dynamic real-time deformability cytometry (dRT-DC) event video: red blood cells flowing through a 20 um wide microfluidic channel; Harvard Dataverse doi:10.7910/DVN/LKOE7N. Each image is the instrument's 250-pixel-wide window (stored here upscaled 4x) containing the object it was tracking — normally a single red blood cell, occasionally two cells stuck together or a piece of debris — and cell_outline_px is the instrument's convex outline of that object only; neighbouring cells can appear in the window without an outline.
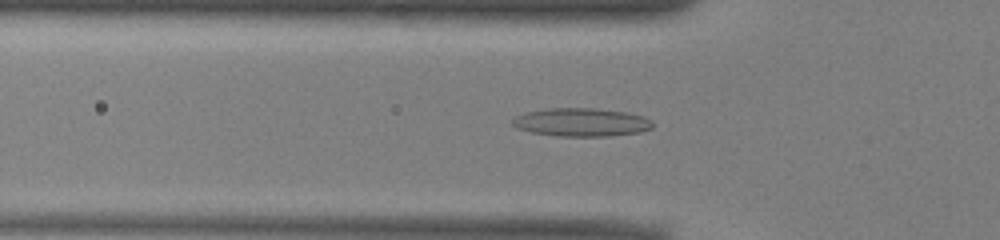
{"species": "common noctule bat (a hibernating species)", "species_latin": "Nyctalus noctula", "temperature_condition": "warm", "stored_images_in_passage": 50, "camera_frame_rate_fps": 3000, "um_per_image_px": 0.085, "animal": {"sex": "male", "body_mass_g": 13.0, "forearm_length_mm": 53.1}, "frame": {"image": 1, "passage_image": 15, "time_ms": 4.667, "image_size_px": [1000, 240], "cell_outline_px": [[652, 128], [640, 132], [608, 136], [556, 136], [532, 132], [516, 128], [512, 124], [512, 120], [516, 116], [524, 112], [544, 108], [596, 108], [628, 112], [644, 116], [652, 120]], "centroid_in_image_um": [49.41, 10.38], "position_along_channel_um": 76.4, "area_um2": 23.35}}
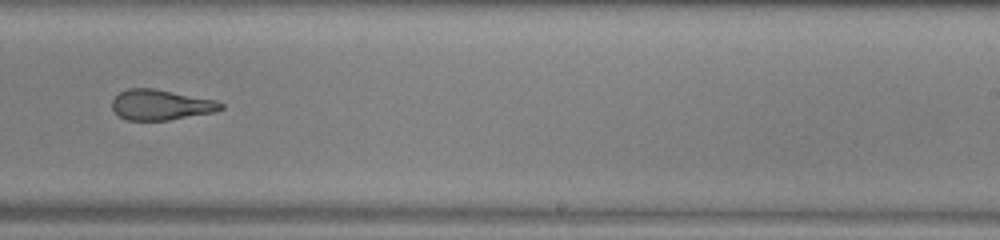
{"frame": {"image": 2, "passage_image": 30, "time_ms": 9.667, "image_size_px": [1000, 240], "cell_outline_px": [[224, 108], [216, 112], [168, 120], [128, 120], [120, 116], [112, 108], [112, 100], [120, 92], [128, 88], [152, 88], [216, 100], [224, 104]], "centroid_in_image_um": [13.7, 8.91], "position_along_channel_um": 275.3, "area_um2": 19.19}}
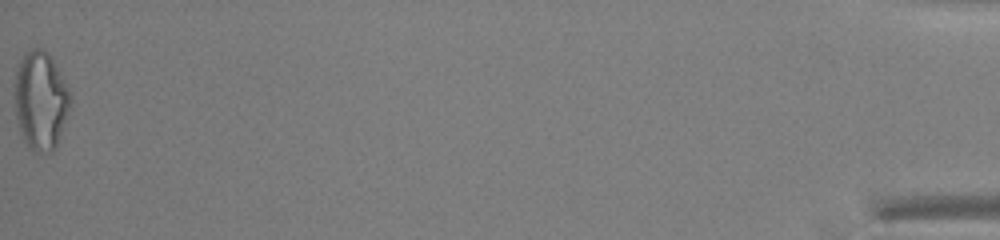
{"frame": {"image": 3, "passage_image": 50, "time_ms": 16.333, "image_size_px": [1000, 240], "cell_outline_px": [[72, 108], [56, 148], [52, 152], [36, 152], [28, 148], [20, 132], [16, 116], [16, 68], [24, 52], [32, 48], [44, 48], [48, 52], [68, 88], [72, 100]], "centroid_in_image_um": [3.49, 8.57], "position_along_channel_um": 431.7, "area_um2": 32.25}, "authors_computed_cell_mechanics": {"area_um2": 21.7906, "velocity_mm_per_s": 3.9724, "shape_relaxation_time_tau1_ms": 11.171, "shape_relaxation_time_tau2_ms": 2.7403, "deformation_change_tau1": 0.3056, "deformation_change_tau2": 0.1332}}